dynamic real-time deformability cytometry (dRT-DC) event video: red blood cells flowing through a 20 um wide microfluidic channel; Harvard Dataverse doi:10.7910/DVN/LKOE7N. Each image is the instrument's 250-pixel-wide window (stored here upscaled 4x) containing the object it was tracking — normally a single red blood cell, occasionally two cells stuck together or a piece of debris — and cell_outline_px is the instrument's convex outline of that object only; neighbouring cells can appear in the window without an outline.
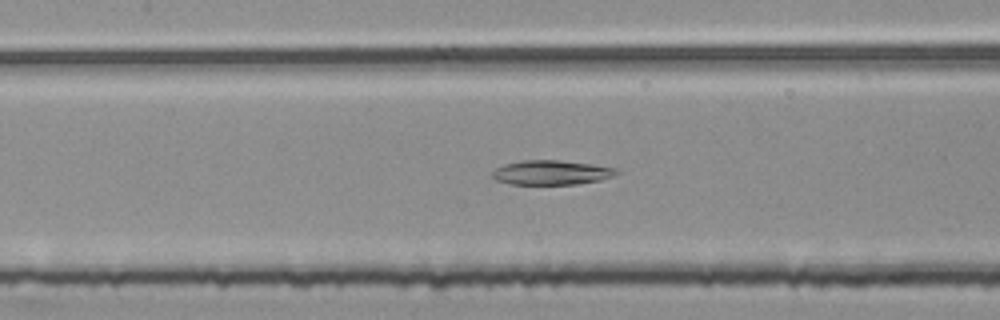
{"species": "common noctule bat (a hibernating species)", "species_latin": "Nyctalus noctula", "temperature_condition": "room temperature", "stored_images_in_passage": 55, "camera_frame_rate_fps": 3000, "um_per_image_px": 0.085, "animal": {"sex": "female", "body_mass_g": 25.1}, "frame": {"image": 1, "passage_image": 25, "time_ms": 8.0, "image_size_px": [1000, 320], "cell_outline_px": [[620, 172], [612, 176], [600, 180], [576, 184], [508, 184], [496, 180], [492, 176], [492, 172], [496, 168], [504, 164], [524, 160], [560, 160], [592, 164], [616, 168]], "centroid_in_image_um": [46.86, 14.66], "position_along_channel_um": 160.5, "area_um2": 17.69}}
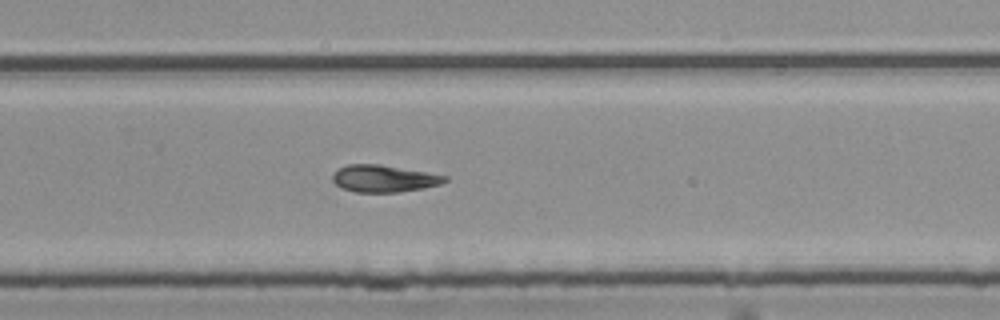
{"frame": {"image": 2, "passage_image": 36, "time_ms": 11.667, "image_size_px": [1000, 320], "cell_outline_px": [[448, 180], [440, 184], [424, 188], [400, 192], [356, 192], [344, 188], [336, 184], [332, 180], [332, 176], [336, 168], [348, 164], [380, 164], [448, 176]], "centroid_in_image_um": [32.61, 15.17], "position_along_channel_um": 297.2, "area_um2": 17.69}}
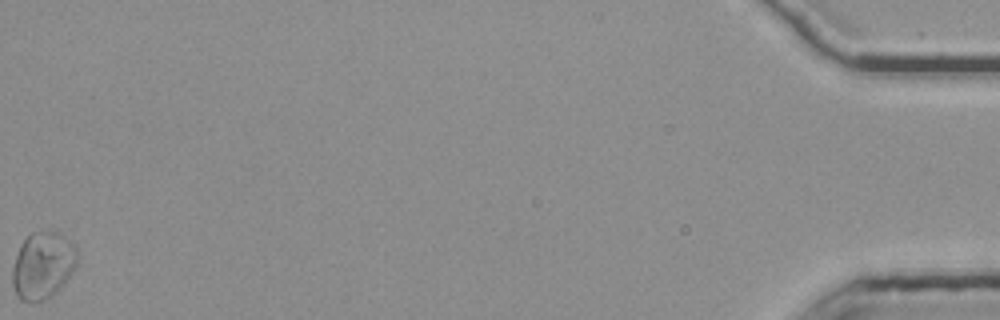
{"frame": {"image": 3, "passage_image": 55, "time_ms": 18.0, "image_size_px": [1000, 320], "cell_outline_px": [[76, 264], [68, 276], [44, 300], [20, 300], [16, 296], [12, 284], [12, 268], [20, 244], [32, 232], [56, 232], [64, 236], [76, 248]], "centroid_in_image_um": [3.57, 22.53], "position_along_channel_um": 431.6, "area_um2": 24.39}}